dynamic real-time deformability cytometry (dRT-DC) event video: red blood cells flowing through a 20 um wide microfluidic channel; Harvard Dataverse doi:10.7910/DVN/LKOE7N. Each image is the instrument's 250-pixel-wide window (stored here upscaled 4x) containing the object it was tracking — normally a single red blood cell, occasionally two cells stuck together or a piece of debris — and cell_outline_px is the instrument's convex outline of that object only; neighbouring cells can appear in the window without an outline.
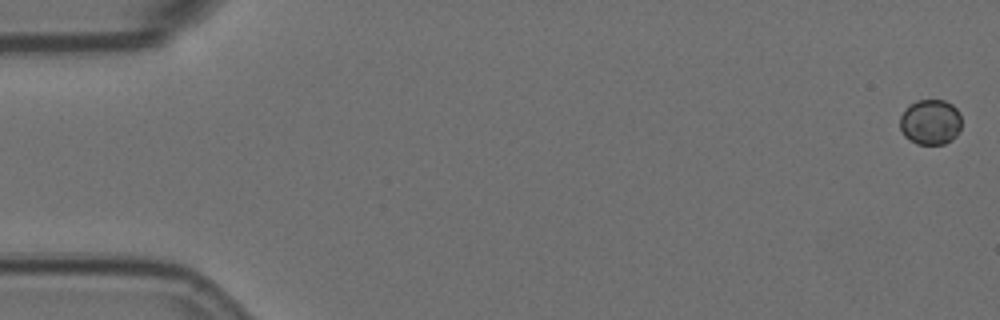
{"species": "Egyptian fruit bat (a non-hibernating species)", "species_latin": "Rousettus aegyptiacus", "temperature_condition": "room temperature", "stored_images_in_passage": 6, "camera_frame_rate_fps": 3000, "um_per_image_px": 0.085, "animal": {"sex": "female"}, "frame": {"image": 1, "passage_image": 1, "time_ms": 0.0, "image_size_px": [1000, 320], "cell_outline_px": [[960, 132], [952, 140], [944, 144], [916, 144], [908, 140], [904, 136], [900, 128], [900, 116], [904, 108], [916, 100], [944, 100], [952, 104], [960, 112]], "centroid_in_image_um": [79.07, 10.38], "position_along_channel_um": 5.9, "area_um2": 16.59}}
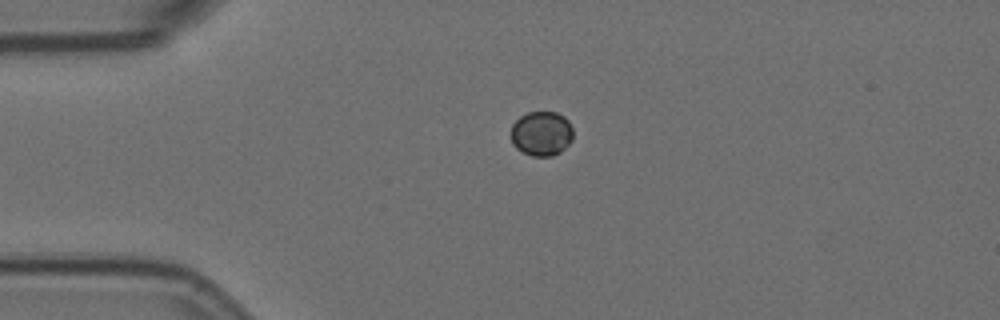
{"frame": {"image": 2, "passage_image": 5, "time_ms": 1.333, "image_size_px": [1000, 320], "cell_outline_px": [[572, 140], [560, 152], [552, 156], [532, 156], [516, 148], [512, 144], [512, 124], [520, 116], [528, 112], [556, 112], [564, 116], [568, 120], [572, 128]], "centroid_in_image_um": [46.03, 11.34], "position_along_channel_um": 39.0, "area_um2": 16.13}}